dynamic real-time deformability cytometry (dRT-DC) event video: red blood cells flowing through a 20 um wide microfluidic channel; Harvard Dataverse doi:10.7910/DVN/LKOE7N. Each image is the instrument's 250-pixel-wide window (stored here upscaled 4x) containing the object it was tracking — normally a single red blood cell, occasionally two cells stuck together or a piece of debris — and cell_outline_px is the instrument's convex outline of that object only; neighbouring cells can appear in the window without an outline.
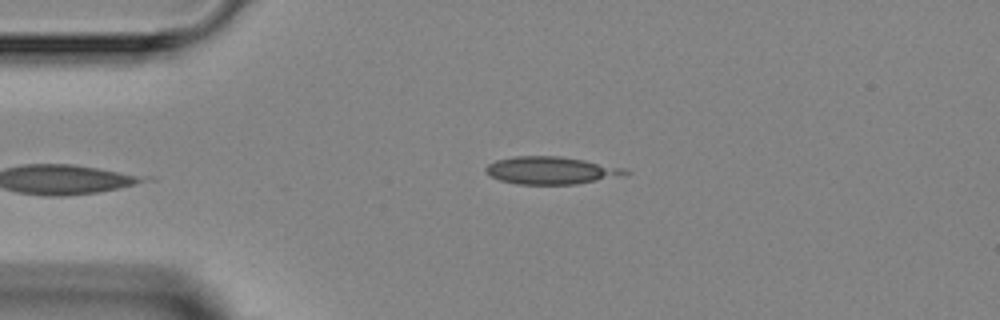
{"species": "Egyptian fruit bat (a non-hibernating species)", "species_latin": "Rousettus aegyptiacus", "temperature_condition": "room temperature", "stored_images_in_passage": 5, "camera_frame_rate_fps": 3000, "um_per_image_px": 0.085, "animal": {"sex": "female"}, "frame": {"image": 1, "passage_image": 2, "time_ms": 2.0, "image_size_px": [1000, 320], "cell_outline_px": [[632, 172], [628, 176], [576, 184], [516, 184], [500, 180], [484, 172], [484, 168], [488, 164], [496, 160], [512, 156], [560, 156], [584, 160], [624, 168]], "centroid_in_image_um": [46.88, 14.49], "position_along_channel_um": 38.1, "area_um2": 22.66}}